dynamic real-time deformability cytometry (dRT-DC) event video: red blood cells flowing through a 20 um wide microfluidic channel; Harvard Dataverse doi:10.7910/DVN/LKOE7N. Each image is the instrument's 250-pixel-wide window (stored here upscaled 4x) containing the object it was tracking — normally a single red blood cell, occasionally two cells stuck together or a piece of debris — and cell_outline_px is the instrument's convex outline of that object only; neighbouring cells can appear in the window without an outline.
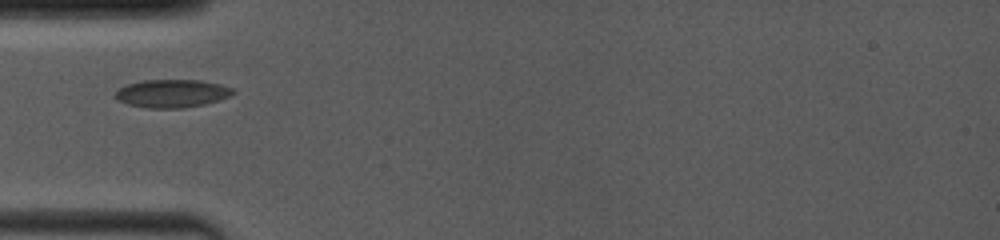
{"species": "common noctule bat (a hibernating species)", "species_latin": "Nyctalus noctula", "temperature_condition": "room temperature", "stored_images_in_passage": 32, "camera_frame_rate_fps": 4000, "um_per_image_px": 0.085, "animal": {"sex": "female", "body_mass_g": 19.0, "forearm_length_mm": 53.3}, "frame": {"image": 1, "passage_image": 1, "time_ms": 0.0, "image_size_px": [1000, 240], "cell_outline_px": [[236, 92], [232, 96], [220, 100], [204, 104], [180, 108], [148, 108], [128, 104], [120, 100], [116, 96], [116, 92], [120, 88], [128, 84], [144, 80], [200, 80], [220, 84], [232, 88]], "centroid_in_image_um": [14.68, 7.94], "position_along_channel_um": 70.3, "area_um2": 19.07}}
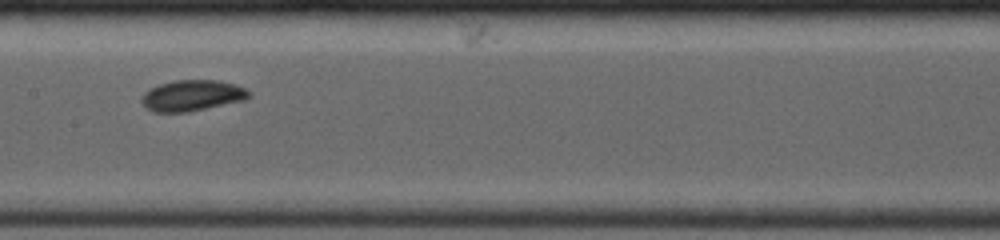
{"frame": {"image": 2, "passage_image": 14, "time_ms": 3.0, "image_size_px": [1000, 240], "cell_outline_px": [[252, 92], [244, 100], [188, 112], [152, 112], [144, 108], [140, 100], [144, 92], [160, 84], [176, 80], [216, 80], [236, 84]], "centroid_in_image_um": [16.3, 8.13], "position_along_channel_um": 191.1, "area_um2": 19.36}}
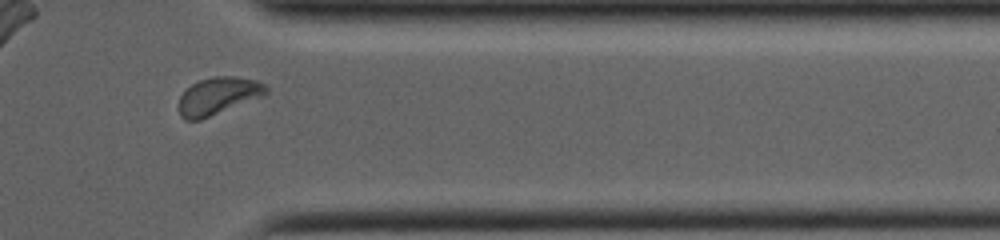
{"frame": {"image": 3, "passage_image": 28, "time_ms": 8.0, "image_size_px": [1000, 240], "cell_outline_px": [[268, 92], [264, 96], [200, 120], [184, 120], [180, 116], [180, 96], [192, 84], [200, 80], [216, 76], [236, 76], [256, 80], [264, 84], [268, 88]], "centroid_in_image_um": [18.57, 8.15], "position_along_channel_um": 392.8, "area_um2": 18.9}}